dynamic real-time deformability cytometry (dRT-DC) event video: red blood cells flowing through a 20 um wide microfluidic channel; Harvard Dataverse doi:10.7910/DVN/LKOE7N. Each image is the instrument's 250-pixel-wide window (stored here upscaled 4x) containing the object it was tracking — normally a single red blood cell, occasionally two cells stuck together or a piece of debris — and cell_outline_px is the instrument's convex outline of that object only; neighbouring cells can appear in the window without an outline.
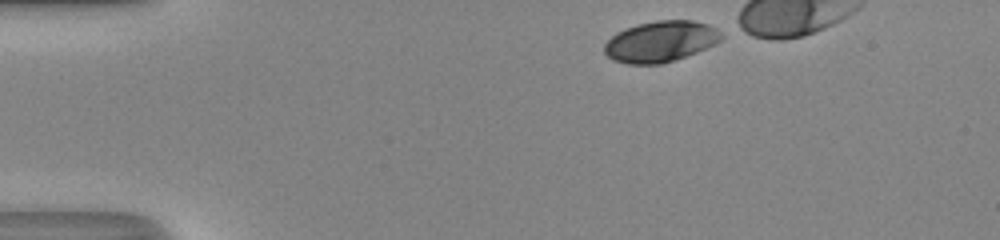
{"species": "human", "species_latin": "Homo sapiens", "temperature_condition": "room temperature", "stored_images_in_passage": 33, "camera_frame_rate_fps": 3000, "um_per_image_px": 0.085, "donor": {"sex": "male"}, "frame": {"image": 1, "passage_image": 1, "time_ms": 0.0, "image_size_px": [1000, 240], "cell_outline_px": [[724, 36], [720, 40], [696, 52], [660, 64], [628, 64], [612, 60], [604, 52], [604, 44], [616, 32], [624, 28], [636, 24], [656, 20], [692, 20], [708, 24], [724, 32]], "centroid_in_image_um": [56.13, 3.51], "position_along_channel_um": 28.9, "area_um2": 27.92}}
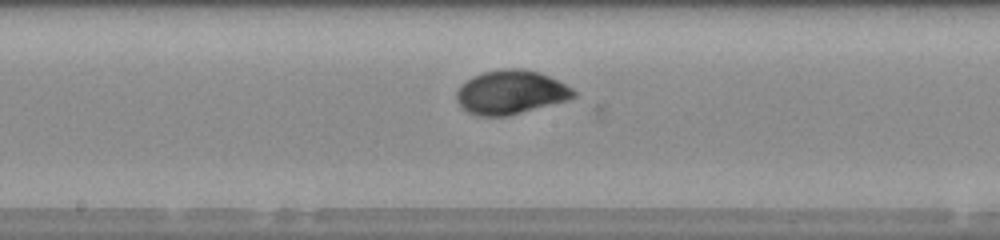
{"frame": {"image": 2, "passage_image": 19, "time_ms": 6.0, "image_size_px": [1000, 240], "cell_outline_px": [[576, 96], [568, 100], [508, 116], [480, 116], [468, 112], [456, 100], [456, 92], [460, 84], [472, 76], [484, 72], [500, 68], [524, 68], [540, 72], [572, 88], [576, 92]], "centroid_in_image_um": [43.4, 7.83], "position_along_channel_um": 204.8, "area_um2": 30.06}}
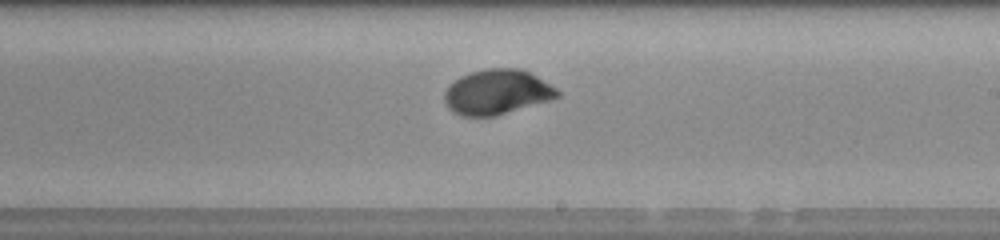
{"frame": {"image": 3, "passage_image": 22, "time_ms": 7.0, "image_size_px": [1000, 240], "cell_outline_px": [[560, 96], [548, 100], [492, 116], [464, 116], [448, 108], [444, 100], [444, 92], [448, 84], [460, 76], [484, 68], [520, 68], [536, 76], [556, 88], [560, 92]], "centroid_in_image_um": [42.2, 7.8], "position_along_channel_um": 246.8, "area_um2": 29.19}}